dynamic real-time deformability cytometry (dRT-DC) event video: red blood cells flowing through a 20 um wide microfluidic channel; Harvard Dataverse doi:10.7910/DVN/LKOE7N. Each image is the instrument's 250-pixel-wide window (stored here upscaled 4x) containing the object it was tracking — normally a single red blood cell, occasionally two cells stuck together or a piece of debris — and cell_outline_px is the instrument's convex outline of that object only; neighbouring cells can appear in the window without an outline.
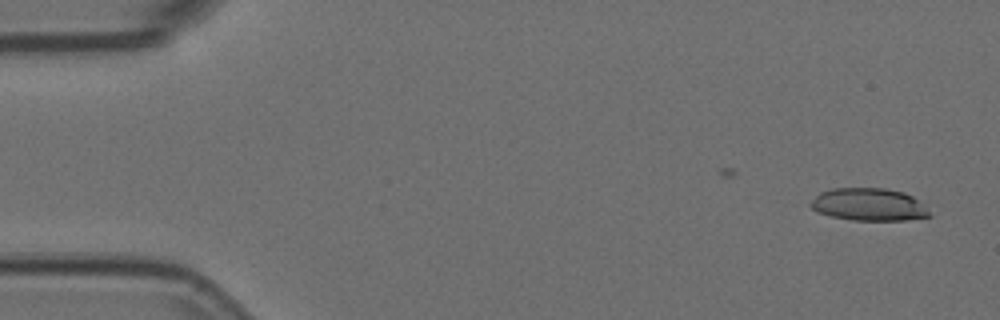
{"species": "Egyptian fruit bat (a non-hibernating species)", "species_latin": "Rousettus aegyptiacus", "temperature_condition": "room temperature", "stored_images_in_passage": 4, "camera_frame_rate_fps": 3000, "um_per_image_px": 0.085, "animal": {"sex": "female"}, "frame": {"image": 1, "passage_image": 1, "time_ms": 0.0, "image_size_px": [1000, 320], "cell_outline_px": [[932, 216], [908, 220], [852, 220], [832, 216], [816, 212], [808, 204], [820, 192], [832, 188], [884, 188], [904, 192], [912, 196]], "centroid_in_image_um": [73.8, 17.38], "position_along_channel_um": 11.2, "area_um2": 22.37}}
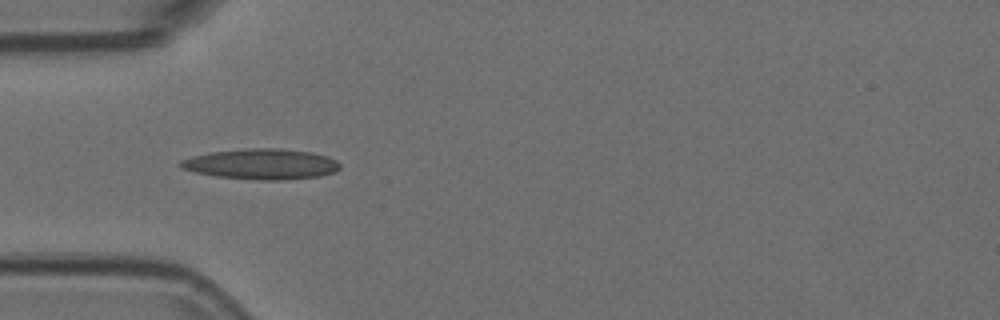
{"frame": {"image": 2, "passage_image": 4, "time_ms": 1.0, "image_size_px": [1000, 320], "cell_outline_px": [[340, 168], [336, 172], [320, 176], [284, 180], [264, 180], [216, 176], [196, 172], [180, 168], [176, 164], [180, 160], [192, 156], [208, 152], [248, 148], [280, 148], [312, 152], [328, 156], [336, 160], [340, 164]], "centroid_in_image_um": [22.22, 13.94], "position_along_channel_um": 62.8, "area_um2": 28.61}}